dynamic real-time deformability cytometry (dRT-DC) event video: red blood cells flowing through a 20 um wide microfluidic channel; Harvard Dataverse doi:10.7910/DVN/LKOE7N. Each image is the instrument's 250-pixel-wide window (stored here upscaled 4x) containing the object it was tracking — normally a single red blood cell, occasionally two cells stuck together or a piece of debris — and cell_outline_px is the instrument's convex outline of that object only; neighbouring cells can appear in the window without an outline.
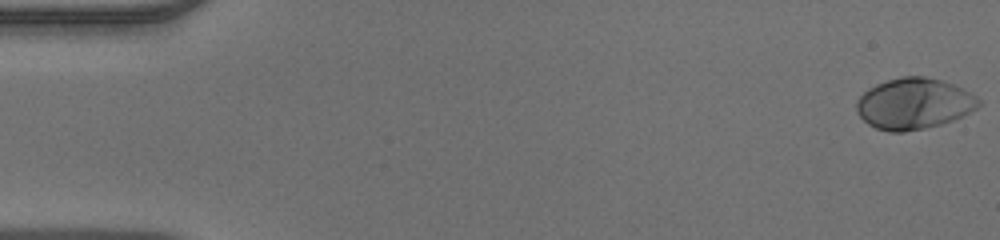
{"species": "human", "species_latin": "Homo sapiens", "temperature_condition": "warm", "stored_images_in_passage": 49, "camera_frame_rate_fps": 3000, "um_per_image_px": 0.085, "donor": {"sex": "male"}, "frame": {"image": 1, "passage_image": 1, "time_ms": 0.0, "image_size_px": [1000, 240], "cell_outline_px": [[980, 104], [976, 108], [952, 120], [940, 124], [924, 128], [904, 132], [888, 132], [876, 128], [868, 124], [856, 112], [856, 100], [868, 88], [876, 84], [900, 76], [924, 76], [940, 80], [952, 84], [976, 96], [980, 100]], "centroid_in_image_um": [77.63, 8.81], "position_along_channel_um": 7.4, "area_um2": 36.07}}
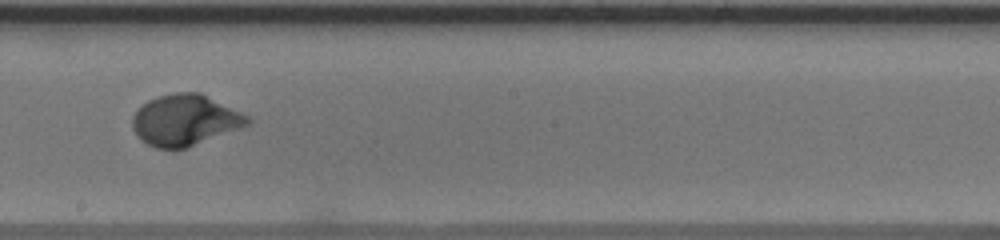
{"frame": {"image": 2, "passage_image": 28, "time_ms": 9.0, "image_size_px": [1000, 240], "cell_outline_px": [[252, 120], [248, 124], [240, 128], [188, 148], [156, 148], [140, 140], [132, 128], [132, 116], [148, 100], [160, 96], [176, 92], [200, 92], [248, 116]], "centroid_in_image_um": [15.71, 10.22], "position_along_channel_um": 232.5, "area_um2": 33.99}}
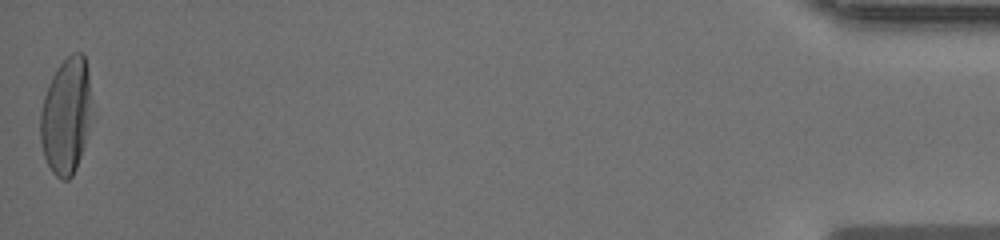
{"frame": {"image": 3, "passage_image": 49, "time_ms": 16.0, "image_size_px": [1000, 240], "cell_outline_px": [[88, 124], [84, 144], [76, 168], [72, 176], [68, 180], [60, 180], [52, 172], [44, 156], [40, 140], [40, 112], [44, 96], [48, 84], [56, 68], [72, 52], [84, 52], [88, 72]], "centroid_in_image_um": [5.56, 9.85], "position_along_channel_um": 429.6, "area_um2": 34.1}}